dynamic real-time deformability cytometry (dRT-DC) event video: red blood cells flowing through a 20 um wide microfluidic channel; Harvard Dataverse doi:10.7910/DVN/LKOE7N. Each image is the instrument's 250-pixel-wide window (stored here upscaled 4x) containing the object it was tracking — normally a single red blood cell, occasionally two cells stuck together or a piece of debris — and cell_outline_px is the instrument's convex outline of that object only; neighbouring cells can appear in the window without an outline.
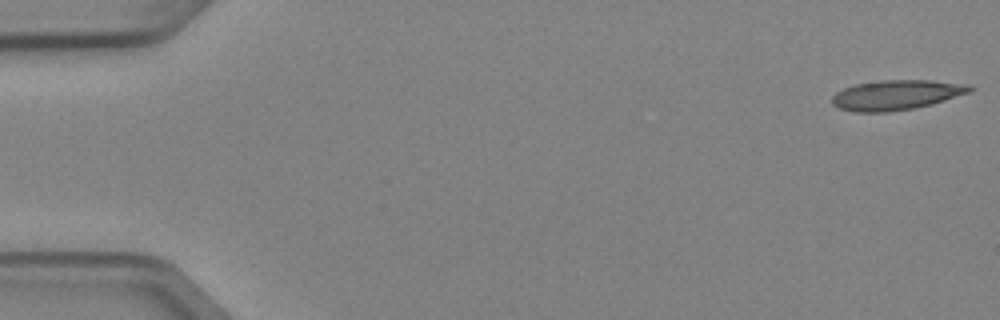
{"species": "Egyptian fruit bat (a non-hibernating species)", "species_latin": "Rousettus aegyptiacus", "temperature_condition": "cold", "stored_images_in_passage": 5, "camera_frame_rate_fps": 3000, "um_per_image_px": 0.085, "animal": {"sex": "female"}, "frame": {"image": 1, "passage_image": 1, "time_ms": 0.0, "image_size_px": [1000, 320], "cell_outline_px": [[972, 92], [932, 104], [912, 108], [888, 112], [856, 112], [840, 108], [832, 104], [832, 96], [836, 92], [844, 88], [856, 84], [876, 80], [932, 80], [972, 84]], "centroid_in_image_um": [76.22, 8.06], "position_along_channel_um": 8.8, "area_um2": 24.16}}
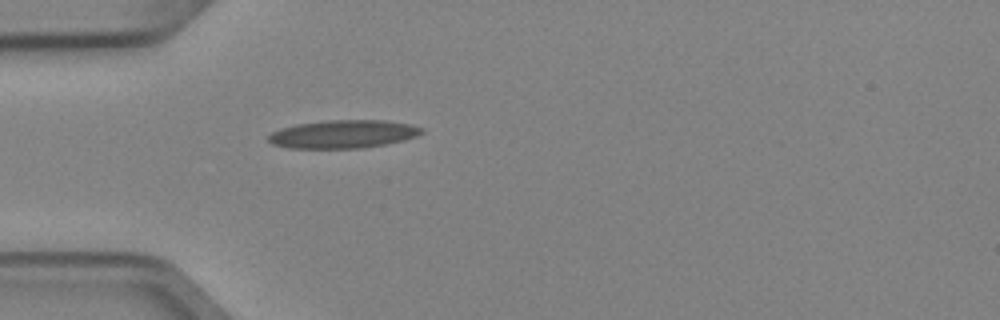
{"frame": {"image": 2, "passage_image": 5, "time_ms": 1.333, "image_size_px": [1000, 320], "cell_outline_px": [[424, 132], [416, 136], [404, 140], [364, 148], [288, 148], [272, 144], [268, 140], [268, 136], [272, 132], [280, 128], [296, 124], [324, 120], [384, 120], [408, 124], [424, 128]], "centroid_in_image_um": [29.15, 11.39], "position_along_channel_um": 55.9, "area_um2": 25.2}}